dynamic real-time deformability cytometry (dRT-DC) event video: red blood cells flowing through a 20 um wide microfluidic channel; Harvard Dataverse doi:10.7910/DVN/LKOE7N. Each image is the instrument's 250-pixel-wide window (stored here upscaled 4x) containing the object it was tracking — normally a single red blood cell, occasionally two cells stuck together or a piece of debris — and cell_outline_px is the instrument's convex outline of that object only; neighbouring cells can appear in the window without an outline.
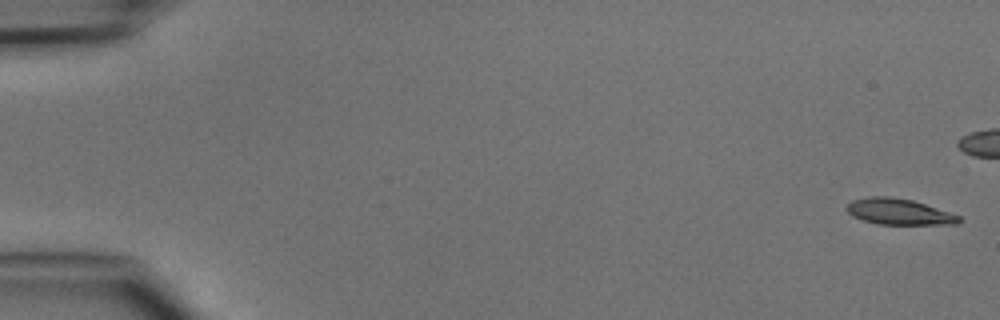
{"species": "common noctule bat (a hibernating species)", "species_latin": "Nyctalus noctula", "temperature_condition": "cold", "stored_images_in_passage": 49, "camera_frame_rate_fps": 3000, "um_per_image_px": 0.085, "animal": {"sex": "male", "body_mass_g": 15.6}, "frame": {"image": 1, "passage_image": 1, "time_ms": 0.0, "image_size_px": [1000, 320], "cell_outline_px": [[960, 220], [956, 224], [880, 224], [864, 220], [852, 216], [844, 208], [852, 200], [872, 196], [888, 196], [912, 200], [960, 216]], "centroid_in_image_um": [76.36, 17.99], "position_along_channel_um": 8.6, "area_um2": 16.7}}